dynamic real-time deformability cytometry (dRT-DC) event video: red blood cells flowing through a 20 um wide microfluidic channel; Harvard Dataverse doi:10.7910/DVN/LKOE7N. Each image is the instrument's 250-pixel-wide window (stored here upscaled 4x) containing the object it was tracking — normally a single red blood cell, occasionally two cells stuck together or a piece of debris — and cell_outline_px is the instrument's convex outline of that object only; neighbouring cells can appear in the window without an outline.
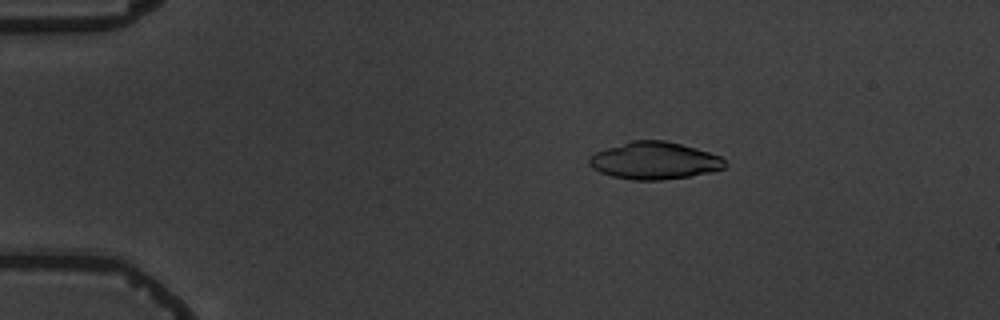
{"species": "common noctule bat (a hibernating species)", "species_latin": "Nyctalus noctula", "temperature_condition": "warm", "stored_images_in_passage": 5, "camera_frame_rate_fps": 3000, "um_per_image_px": 0.085, "animal": {"sex": "male", "body_mass_g": 19.5, "forearm_length_mm": 54.6}, "frame": {"image": 1, "passage_image": 4, "time_ms": 3.333, "image_size_px": [1000, 320], "cell_outline_px": [[728, 164], [724, 168], [712, 172], [688, 176], [660, 180], [632, 180], [612, 176], [600, 172], [592, 168], [588, 164], [588, 160], [596, 152], [632, 140], [664, 140], [696, 148], [720, 156]], "centroid_in_image_um": [55.64, 13.66], "position_along_channel_um": 29.4, "area_um2": 29.3}}